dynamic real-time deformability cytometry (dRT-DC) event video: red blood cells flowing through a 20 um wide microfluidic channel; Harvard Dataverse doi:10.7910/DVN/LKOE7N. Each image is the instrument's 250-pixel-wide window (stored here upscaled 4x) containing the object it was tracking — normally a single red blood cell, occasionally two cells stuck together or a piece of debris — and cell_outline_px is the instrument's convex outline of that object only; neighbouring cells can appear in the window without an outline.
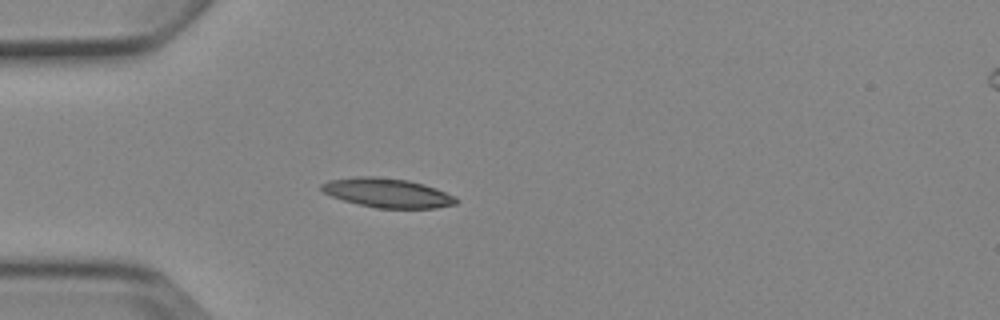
{"species": "Egyptian fruit bat (a non-hibernating species)", "species_latin": "Rousettus aegyptiacus", "temperature_condition": "cold", "stored_images_in_passage": 3, "camera_frame_rate_fps": 3000, "um_per_image_px": 0.085, "animal": {"sex": "female"}, "frame": {"image": 1, "passage_image": 3, "time_ms": 2.333, "image_size_px": [1000, 320], "cell_outline_px": [[460, 200], [456, 204], [436, 208], [376, 208], [344, 200], [332, 196], [324, 192], [320, 188], [320, 184], [328, 180], [356, 176], [376, 176], [408, 180], [424, 184], [436, 188], [456, 196]], "centroid_in_image_um": [32.96, 16.39], "position_along_channel_um": 52.0, "area_um2": 23.06}}